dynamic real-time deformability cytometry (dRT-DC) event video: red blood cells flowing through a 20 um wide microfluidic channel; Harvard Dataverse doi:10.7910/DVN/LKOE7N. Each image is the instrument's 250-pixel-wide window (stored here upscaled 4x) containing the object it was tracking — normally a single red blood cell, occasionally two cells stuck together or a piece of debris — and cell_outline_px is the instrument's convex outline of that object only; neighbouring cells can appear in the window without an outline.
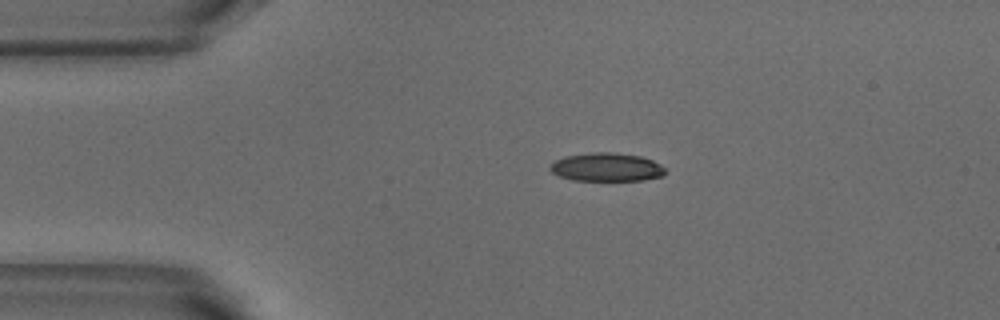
{"species": "common noctule bat (a hibernating species)", "species_latin": "Nyctalus noctula", "temperature_condition": "warm", "stored_images_in_passage": 2, "camera_frame_rate_fps": 3000, "um_per_image_px": 0.085, "animal": {"sex": "male", "body_mass_g": 18.8}, "frame": {"image": 1, "passage_image": 1, "time_ms": 0.0, "image_size_px": [1000, 320], "cell_outline_px": [[668, 172], [664, 176], [644, 180], [572, 180], [560, 176], [552, 172], [548, 168], [556, 160], [564, 156], [592, 152], [612, 152], [640, 156], [652, 160], [660, 164]], "centroid_in_image_um": [51.59, 14.21], "position_along_channel_um": 33.4, "area_um2": 19.13}}